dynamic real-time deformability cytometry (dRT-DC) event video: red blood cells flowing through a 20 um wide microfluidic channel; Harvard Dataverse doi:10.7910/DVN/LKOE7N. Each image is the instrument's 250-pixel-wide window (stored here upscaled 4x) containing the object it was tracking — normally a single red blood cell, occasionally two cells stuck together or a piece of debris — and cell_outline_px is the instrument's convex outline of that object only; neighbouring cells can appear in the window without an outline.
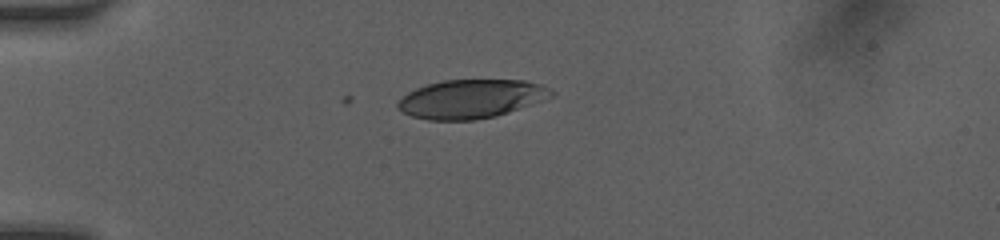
{"species": "human", "species_latin": "Homo sapiens", "temperature_condition": "room temperature", "stored_images_in_passage": 8, "camera_frame_rate_fps": 3000, "um_per_image_px": 0.085, "donor": {"sex": "female"}, "frame": {"image": 1, "passage_image": 1, "time_ms": 0.0, "image_size_px": [1000, 240], "cell_outline_px": [[556, 92], [552, 96], [508, 112], [496, 116], [476, 120], [428, 120], [412, 116], [396, 108], [396, 104], [408, 92], [416, 88], [428, 84], [444, 80], [524, 80], [540, 84], [552, 88]], "centroid_in_image_um": [40.04, 8.4], "position_along_channel_um": 45.0, "area_um2": 34.51}}
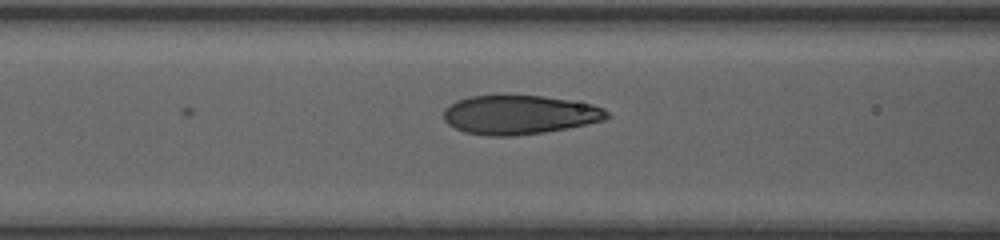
{"frame": {"image": 2, "passage_image": 6, "time_ms": 2.667, "image_size_px": [1000, 240], "cell_outline_px": [[608, 116], [604, 120], [544, 132], [512, 136], [488, 136], [464, 132], [448, 124], [444, 120], [444, 108], [456, 100], [468, 96], [504, 92], [544, 96], [592, 104], [604, 108], [608, 112]], "centroid_in_image_um": [44.07, 9.7], "position_along_channel_um": 122.5, "area_um2": 37.97}}
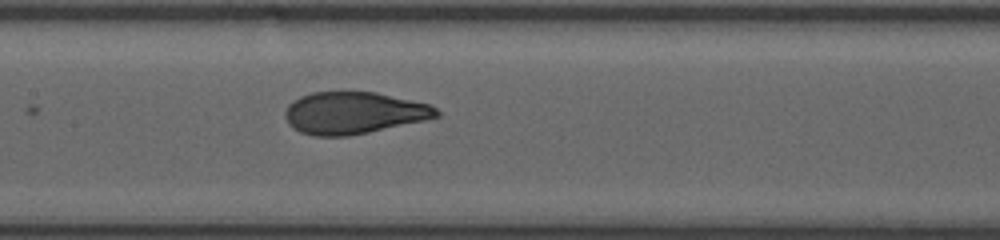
{"frame": {"image": 3, "passage_image": 8, "time_ms": 4.0, "image_size_px": [1000, 240], "cell_outline_px": [[440, 116], [424, 120], [368, 132], [348, 136], [316, 136], [300, 132], [284, 116], [284, 112], [288, 104], [300, 96], [312, 92], [376, 92], [432, 104], [440, 112]], "centroid_in_image_um": [30.09, 9.58], "position_along_channel_um": 177.3, "area_um2": 36.88}}